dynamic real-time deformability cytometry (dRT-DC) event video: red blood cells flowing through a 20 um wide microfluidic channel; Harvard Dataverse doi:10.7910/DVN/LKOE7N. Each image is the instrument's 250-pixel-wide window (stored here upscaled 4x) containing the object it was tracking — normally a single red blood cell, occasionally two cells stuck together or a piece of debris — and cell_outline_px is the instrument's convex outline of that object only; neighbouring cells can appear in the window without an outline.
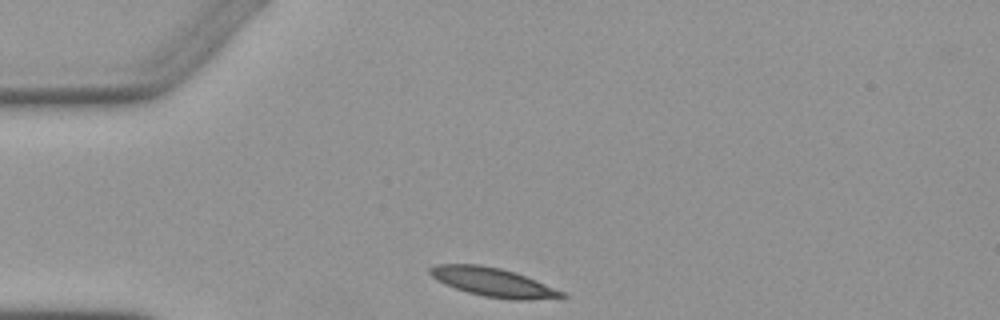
{"species": "Egyptian fruit bat (a non-hibernating species)", "species_latin": "Rousettus aegyptiacus", "temperature_condition": "warm", "stored_images_in_passage": 2, "camera_frame_rate_fps": 3000, "um_per_image_px": 0.085, "animal": {"sex": "female"}, "frame": {"image": 1, "passage_image": 1, "time_ms": 0.0, "image_size_px": [1000, 320], "cell_outline_px": [[568, 296], [564, 300], [508, 300], [484, 296], [468, 292], [444, 284], [436, 280], [428, 272], [428, 268], [436, 264], [480, 264], [500, 268], [516, 272], [564, 292]], "centroid_in_image_um": [41.99, 24.01], "position_along_channel_um": 43.0, "area_um2": 22.6}}